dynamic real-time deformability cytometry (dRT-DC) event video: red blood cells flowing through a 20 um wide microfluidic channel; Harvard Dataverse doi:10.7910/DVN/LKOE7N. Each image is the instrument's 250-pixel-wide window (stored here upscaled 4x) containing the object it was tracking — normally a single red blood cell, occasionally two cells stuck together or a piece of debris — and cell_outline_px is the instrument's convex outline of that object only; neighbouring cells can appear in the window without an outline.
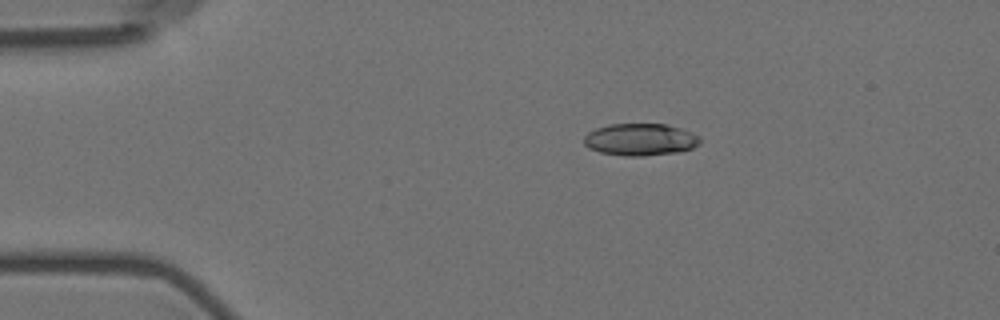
{"species": "Egyptian fruit bat (a non-hibernating species)", "species_latin": "Rousettus aegyptiacus", "temperature_condition": "room temperature", "stored_images_in_passage": 4, "camera_frame_rate_fps": 3000, "um_per_image_px": 0.085, "animal": {"sex": "female"}, "frame": {"image": 1, "passage_image": 2, "time_ms": 2.333, "image_size_px": [1000, 320], "cell_outline_px": [[700, 144], [692, 148], [680, 152], [644, 156], [624, 156], [600, 152], [588, 148], [584, 144], [584, 136], [588, 132], [596, 128], [608, 124], [664, 124], [680, 128], [692, 132], [700, 136]], "centroid_in_image_um": [54.43, 11.87], "position_along_channel_um": 30.6, "area_um2": 21.91}}